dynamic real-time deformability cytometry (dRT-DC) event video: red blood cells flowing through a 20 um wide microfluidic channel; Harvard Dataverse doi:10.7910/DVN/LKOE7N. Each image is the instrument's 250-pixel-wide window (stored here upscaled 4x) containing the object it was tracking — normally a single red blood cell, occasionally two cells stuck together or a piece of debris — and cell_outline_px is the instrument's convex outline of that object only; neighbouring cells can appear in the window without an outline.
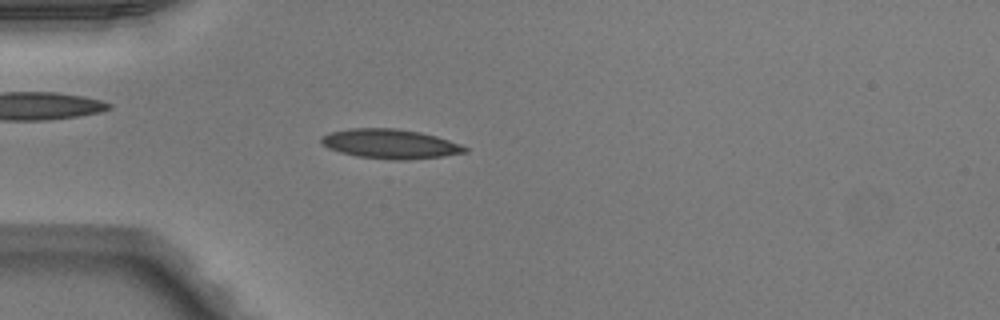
{"species": "Egyptian fruit bat (a non-hibernating species)", "species_latin": "Rousettus aegyptiacus", "temperature_condition": "warm", "stored_images_in_passage": 39, "camera_frame_rate_fps": 3000, "um_per_image_px": 0.085, "animal": {"sex": "male"}, "frame": {"image": 1, "passage_image": 3, "time_ms": 0.667, "image_size_px": [1000, 320], "cell_outline_px": [[468, 152], [444, 156], [408, 160], [392, 160], [356, 156], [340, 152], [328, 148], [320, 140], [320, 136], [332, 132], [352, 128], [392, 128], [420, 132], [436, 136], [460, 144], [468, 148]], "centroid_in_image_um": [33.18, 12.24], "position_along_channel_um": 51.8, "area_um2": 24.62}}
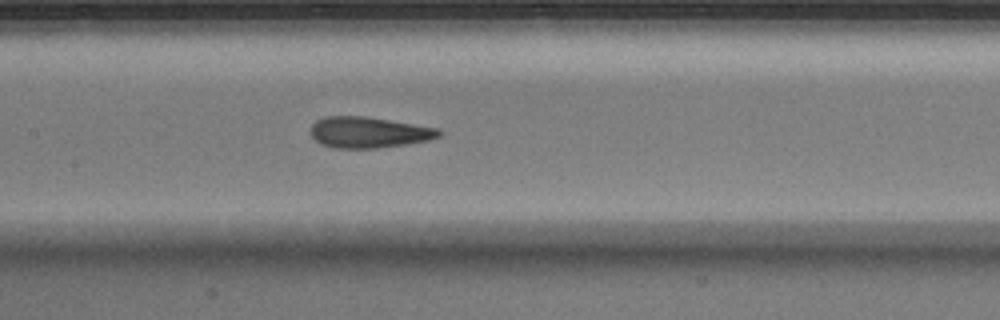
{"frame": {"image": 2, "passage_image": 13, "time_ms": 4.0, "image_size_px": [1000, 320], "cell_outline_px": [[444, 132], [440, 136], [428, 140], [404, 144], [376, 148], [332, 148], [320, 144], [312, 136], [312, 124], [316, 120], [324, 116], [364, 116], [440, 128]], "centroid_in_image_um": [31.35, 11.24], "position_along_channel_um": 176.1, "area_um2": 23.18}}
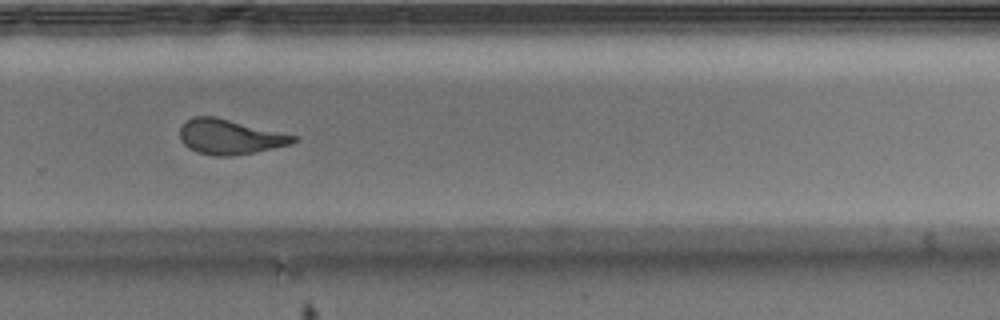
{"frame": {"image": 3, "passage_image": 23, "time_ms": 7.333, "image_size_px": [1000, 320], "cell_outline_px": [[296, 140], [292, 144], [256, 152], [232, 156], [216, 156], [196, 152], [188, 148], [180, 140], [180, 128], [192, 116], [216, 116], [296, 136]], "centroid_in_image_um": [19.51, 11.63], "position_along_channel_um": 310.3, "area_um2": 23.06}, "authors_computed_cell_mechanics": {"area_um2": 23.6402, "velocity_mm_per_s": 4.038, "shape_relaxation_time_tau1_ms": 5.0574, "shape_relaxation_time_tau2_ms": 1.2844, "deformation_change_tau1": 0.1898, "deformation_change_tau2": 0.0913}}